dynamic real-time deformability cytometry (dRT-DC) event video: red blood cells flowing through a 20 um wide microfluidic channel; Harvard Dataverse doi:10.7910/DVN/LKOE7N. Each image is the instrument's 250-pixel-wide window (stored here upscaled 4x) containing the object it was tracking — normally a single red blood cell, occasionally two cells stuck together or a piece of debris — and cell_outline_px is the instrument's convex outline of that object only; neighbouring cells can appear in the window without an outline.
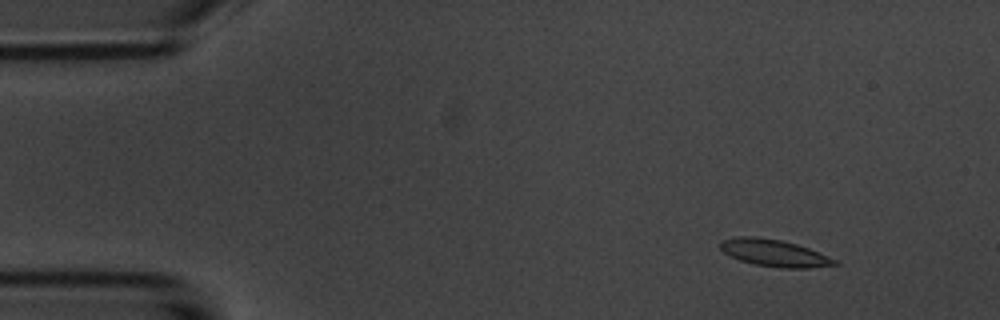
{"species": "common noctule bat (a hibernating species)", "species_latin": "Nyctalus noctula", "temperature_condition": "room temperature", "stored_images_in_passage": 4, "camera_frame_rate_fps": 3000, "um_per_image_px": 0.085, "animal": {"sex": "male", "body_mass_g": 20.1, "forearm_length_mm": 53.5}, "frame": {"image": 1, "passage_image": 1, "time_ms": 0.0, "image_size_px": [1000, 320], "cell_outline_px": [[840, 264], [808, 268], [780, 268], [752, 264], [740, 260], [724, 252], [720, 248], [720, 240], [736, 236], [752, 236], [780, 240], [796, 244], [808, 248], [828, 256], [836, 260]], "centroid_in_image_um": [65.79, 21.5], "position_along_channel_um": 19.2, "area_um2": 17.92}}
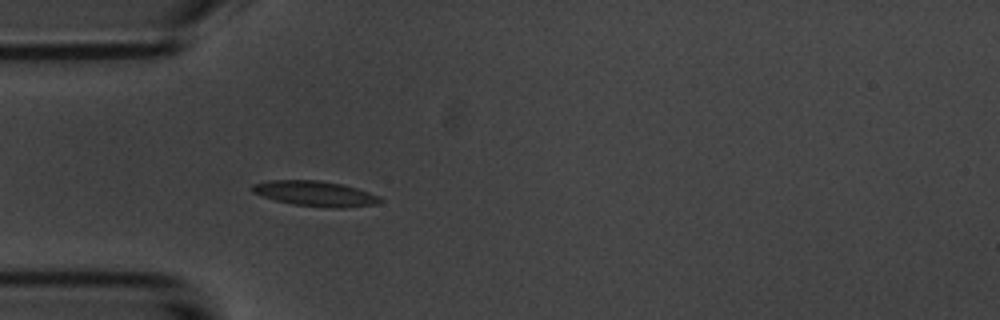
{"frame": {"image": 2, "passage_image": 4, "time_ms": 3.333, "image_size_px": [1000, 320], "cell_outline_px": [[384, 200], [376, 204], [344, 208], [332, 208], [292, 204], [276, 200], [252, 192], [248, 188], [252, 184], [268, 180], [320, 180], [340, 184], [356, 188], [380, 196]], "centroid_in_image_um": [26.77, 16.45], "position_along_channel_um": 58.2, "area_um2": 18.84}}